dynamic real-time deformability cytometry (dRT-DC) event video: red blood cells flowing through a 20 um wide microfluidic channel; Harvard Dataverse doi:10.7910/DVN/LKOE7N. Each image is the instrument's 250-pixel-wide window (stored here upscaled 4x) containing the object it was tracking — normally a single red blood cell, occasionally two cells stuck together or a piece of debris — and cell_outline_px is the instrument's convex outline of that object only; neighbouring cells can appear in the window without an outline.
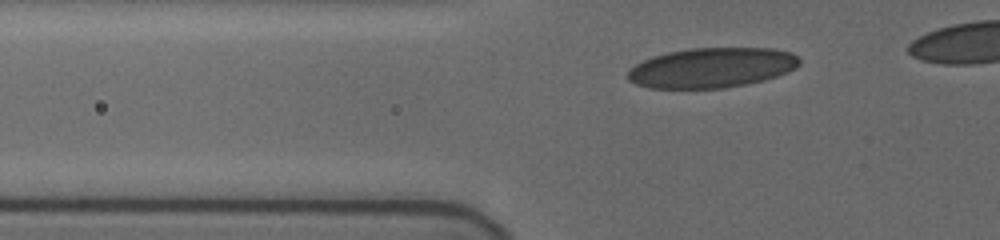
{"species": "human", "species_latin": "Homo sapiens", "temperature_condition": "cold", "stored_images_in_passage": 37, "camera_frame_rate_fps": 3000, "um_per_image_px": 0.085, "donor": {"sex": "female"}, "frame": {"image": 1, "passage_image": 6, "time_ms": 1.667, "image_size_px": [1000, 240], "cell_outline_px": [[800, 64], [796, 68], [788, 72], [776, 76], [744, 84], [724, 88], [648, 88], [636, 84], [628, 80], [628, 72], [636, 64], [652, 56], [668, 52], [688, 48], [772, 48], [792, 52], [800, 60]], "centroid_in_image_um": [60.5, 5.75], "position_along_channel_um": 65.3, "area_um2": 39.88}}
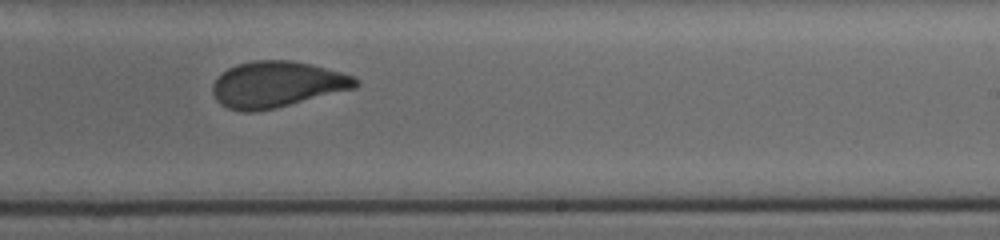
{"frame": {"image": 2, "passage_image": 23, "time_ms": 7.333, "image_size_px": [1000, 240], "cell_outline_px": [[360, 84], [356, 88], [272, 108], [252, 112], [244, 112], [228, 108], [220, 104], [216, 100], [212, 92], [212, 84], [216, 76], [228, 68], [236, 64], [256, 60], [292, 60], [312, 64], [356, 76], [360, 80]], "centroid_in_image_um": [23.53, 7.15], "position_along_channel_um": 265.5, "area_um2": 38.49}}
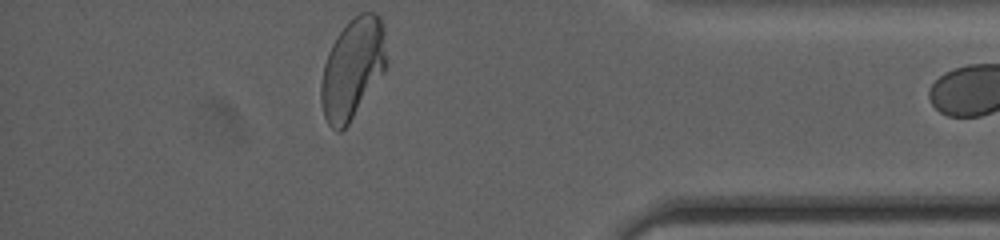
{"frame": {"image": 3, "passage_image": 36, "time_ms": 11.667, "image_size_px": [1000, 240], "cell_outline_px": [[384, 72], [348, 124], [340, 132], [336, 132], [328, 124], [324, 116], [320, 100], [320, 84], [324, 64], [328, 52], [336, 36], [348, 20], [360, 12], [376, 12], [380, 16], [384, 32]], "centroid_in_image_um": [29.92, 5.82], "position_along_channel_um": 405.3, "area_um2": 38.03}}